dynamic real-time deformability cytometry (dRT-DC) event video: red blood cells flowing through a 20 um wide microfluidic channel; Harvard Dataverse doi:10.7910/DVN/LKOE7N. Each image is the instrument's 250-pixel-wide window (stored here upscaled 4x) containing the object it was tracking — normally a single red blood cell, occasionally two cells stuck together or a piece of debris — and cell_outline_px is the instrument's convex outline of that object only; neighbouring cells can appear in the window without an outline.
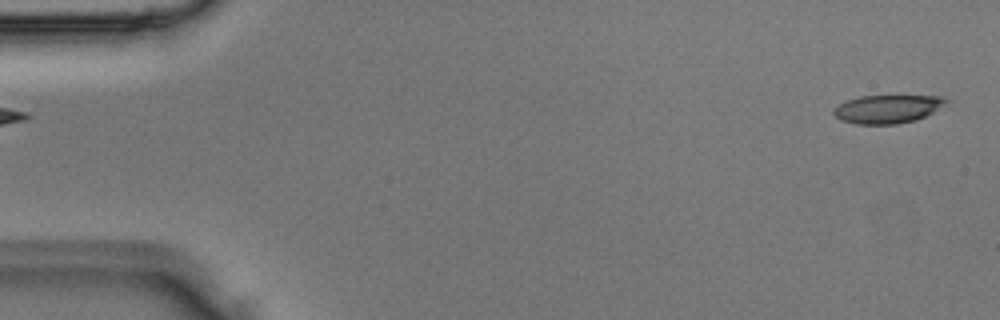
{"species": "Egyptian fruit bat (a non-hibernating species)", "species_latin": "Rousettus aegyptiacus", "temperature_condition": "room temperature", "stored_images_in_passage": 3, "segment_of_instrument_passage": [2, 2], "camera_frame_rate_fps": 3000, "um_per_image_px": 0.085, "animal": {"sex": "male"}, "frame": {"image": 1, "passage_image": 3, "time_ms": 0.667, "image_size_px": [1000, 320], "cell_outline_px": [[948, 100], [944, 104], [932, 112], [916, 120], [896, 124], [856, 124], [840, 120], [832, 112], [840, 104], [848, 100], [860, 96], [944, 96]], "centroid_in_image_um": [75.42, 9.27], "position_along_channel_um": 9.6, "area_um2": 18.26}}